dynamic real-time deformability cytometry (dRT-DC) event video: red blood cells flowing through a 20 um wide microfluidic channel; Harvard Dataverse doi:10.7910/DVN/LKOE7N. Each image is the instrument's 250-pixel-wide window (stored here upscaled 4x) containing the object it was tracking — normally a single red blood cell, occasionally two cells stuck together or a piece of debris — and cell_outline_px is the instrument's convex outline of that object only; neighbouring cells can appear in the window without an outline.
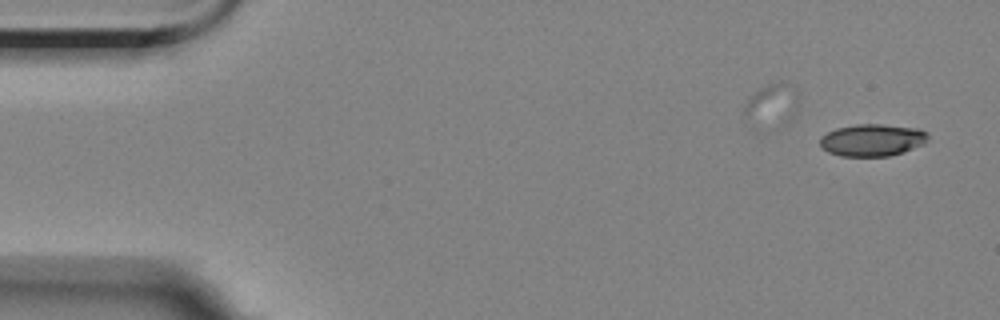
{"species": "Egyptian fruit bat (a non-hibernating species)", "species_latin": "Rousettus aegyptiacus", "temperature_condition": "room temperature", "stored_images_in_passage": 3, "camera_frame_rate_fps": 3000, "um_per_image_px": 0.085, "animal": {"sex": "female"}, "frame": {"image": 1, "passage_image": 3, "time_ms": 2.333, "image_size_px": [1000, 320], "cell_outline_px": [[928, 136], [924, 144], [888, 156], [840, 156], [828, 152], [820, 144], [820, 136], [836, 128], [856, 124], [880, 124], [920, 128]], "centroid_in_image_um": [74.11, 11.89], "position_along_channel_um": 10.9, "area_um2": 20.06}}